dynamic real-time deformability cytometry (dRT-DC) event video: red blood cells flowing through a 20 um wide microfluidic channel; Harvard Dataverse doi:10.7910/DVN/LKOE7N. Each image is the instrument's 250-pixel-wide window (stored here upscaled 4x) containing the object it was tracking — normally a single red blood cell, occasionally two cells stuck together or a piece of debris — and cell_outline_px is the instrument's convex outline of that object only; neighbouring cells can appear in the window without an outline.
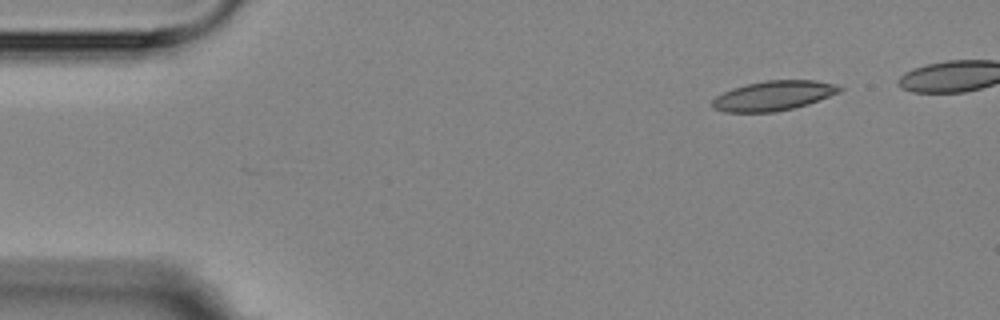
{"species": "Egyptian fruit bat (a non-hibernating species)", "species_latin": "Rousettus aegyptiacus", "temperature_condition": "room temperature", "stored_images_in_passage": 2, "camera_frame_rate_fps": 3000, "um_per_image_px": 0.085, "animal": {"sex": "female"}, "frame": {"image": 1, "passage_image": 2, "time_ms": 1.333, "image_size_px": [1000, 320], "cell_outline_px": [[844, 88], [840, 92], [808, 104], [776, 112], [724, 112], [712, 108], [712, 100], [716, 96], [732, 88], [764, 80], [816, 80], [836, 84]], "centroid_in_image_um": [65.75, 8.13], "position_along_channel_um": 19.2, "area_um2": 22.08}}